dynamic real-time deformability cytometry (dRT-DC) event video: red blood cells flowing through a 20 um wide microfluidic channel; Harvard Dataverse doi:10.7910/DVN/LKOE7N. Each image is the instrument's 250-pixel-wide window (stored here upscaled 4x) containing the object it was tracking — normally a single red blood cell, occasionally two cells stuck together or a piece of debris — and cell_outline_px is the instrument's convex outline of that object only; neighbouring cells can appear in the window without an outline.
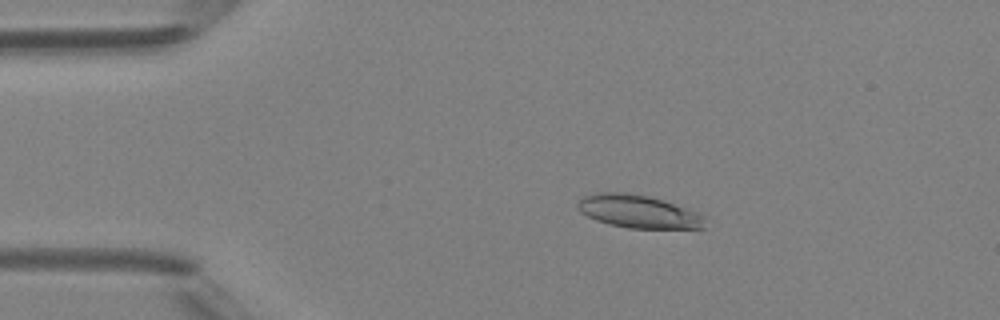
{"species": "Egyptian fruit bat (a non-hibernating species)", "species_latin": "Rousettus aegyptiacus", "temperature_condition": "room temperature", "stored_images_in_passage": 4, "camera_frame_rate_fps": 3000, "um_per_image_px": 0.085, "animal": {"sex": "female"}, "frame": {"image": 1, "passage_image": 2, "time_ms": 1.0, "image_size_px": [1000, 320], "cell_outline_px": [[708, 216], [704, 228], [628, 228], [608, 224], [596, 220], [580, 212], [576, 208], [576, 204], [584, 196], [596, 192], [628, 192], [648, 196], [664, 200], [700, 212]], "centroid_in_image_um": [54.3, 17.97], "position_along_channel_um": 30.7, "area_um2": 24.91}}
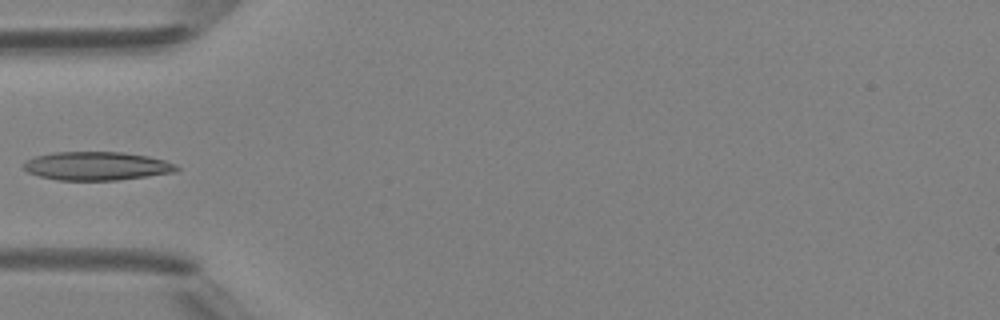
{"frame": {"image": 2, "passage_image": 4, "time_ms": 3.333, "image_size_px": [1000, 320], "cell_outline_px": [[180, 168], [176, 172], [148, 176], [116, 180], [60, 180], [40, 176], [28, 172], [24, 168], [24, 164], [28, 160], [36, 156], [52, 152], [124, 152], [148, 156], [164, 160], [176, 164]], "centroid_in_image_um": [8.27, 14.1], "position_along_channel_um": 76.7, "area_um2": 25.32}}